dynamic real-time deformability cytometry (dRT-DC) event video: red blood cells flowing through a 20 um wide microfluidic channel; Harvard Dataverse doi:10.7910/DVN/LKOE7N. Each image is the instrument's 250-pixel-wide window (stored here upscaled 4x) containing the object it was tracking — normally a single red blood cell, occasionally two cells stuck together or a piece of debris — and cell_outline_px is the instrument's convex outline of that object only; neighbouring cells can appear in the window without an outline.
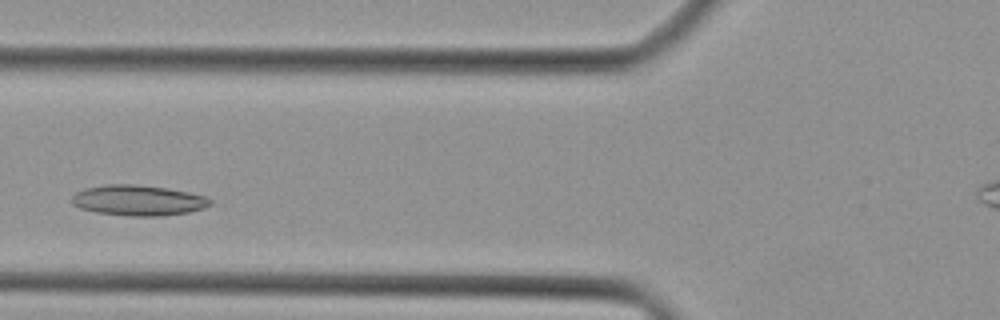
{"species": "Egyptian fruit bat (a non-hibernating species)", "species_latin": "Rousettus aegyptiacus", "temperature_condition": "cold", "stored_images_in_passage": 33, "camera_frame_rate_fps": 3000, "um_per_image_px": 0.085, "animal": {"sex": "female"}, "frame": {"image": 1, "passage_image": 5, "time_ms": 1.333, "image_size_px": [1000, 320], "cell_outline_px": [[212, 204], [204, 208], [188, 212], [160, 216], [128, 216], [96, 212], [80, 208], [72, 204], [72, 196], [76, 192], [84, 188], [108, 184], [136, 184], [168, 188], [188, 192], [204, 196], [212, 200]], "centroid_in_image_um": [11.74, 17.03], "position_along_channel_um": 114.1, "area_um2": 24.68}}
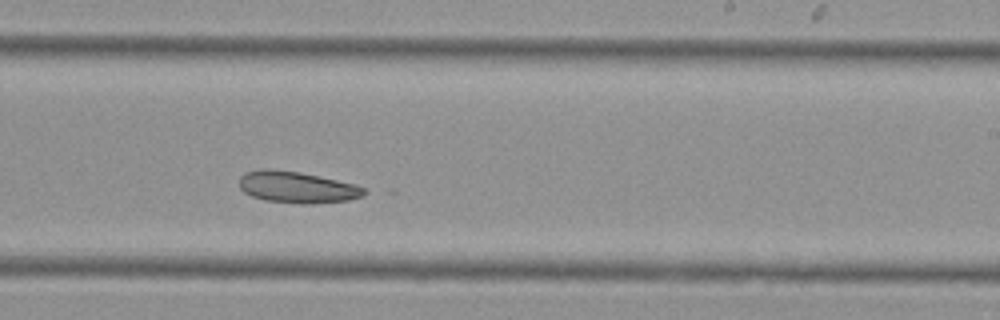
{"frame": {"image": 2, "passage_image": 15, "time_ms": 4.667, "image_size_px": [1000, 320], "cell_outline_px": [[364, 192], [360, 196], [348, 200], [312, 204], [300, 204], [264, 200], [252, 196], [244, 192], [240, 188], [240, 176], [244, 172], [264, 168], [300, 172], [356, 184], [364, 188]], "centroid_in_image_um": [25.2, 15.91], "position_along_channel_um": 263.8, "area_um2": 22.83}}
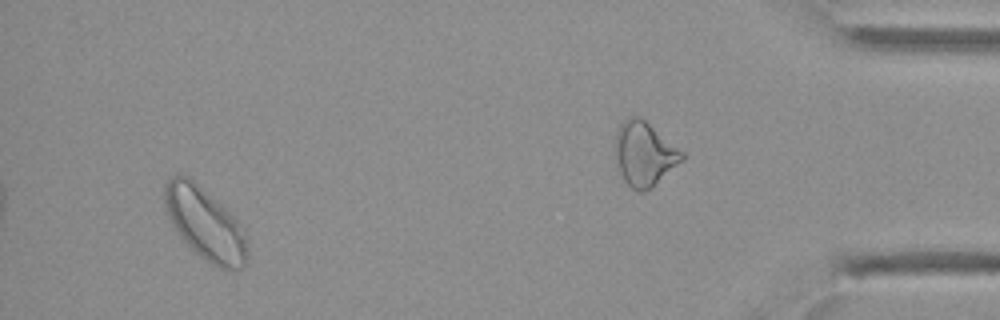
{"frame": {"image": 3, "passage_image": 30, "time_ms": 9.667, "image_size_px": [1000, 320], "cell_outline_px": [[248, 256], [244, 268], [236, 272], [228, 272], [204, 260], [180, 236], [172, 224], [168, 216], [164, 204], [164, 184], [172, 176], [188, 176], [224, 208], [236, 220], [244, 236], [248, 248]], "centroid_in_image_um": [17.43, 19.08], "position_along_channel_um": 417.8, "area_um2": 34.33}}